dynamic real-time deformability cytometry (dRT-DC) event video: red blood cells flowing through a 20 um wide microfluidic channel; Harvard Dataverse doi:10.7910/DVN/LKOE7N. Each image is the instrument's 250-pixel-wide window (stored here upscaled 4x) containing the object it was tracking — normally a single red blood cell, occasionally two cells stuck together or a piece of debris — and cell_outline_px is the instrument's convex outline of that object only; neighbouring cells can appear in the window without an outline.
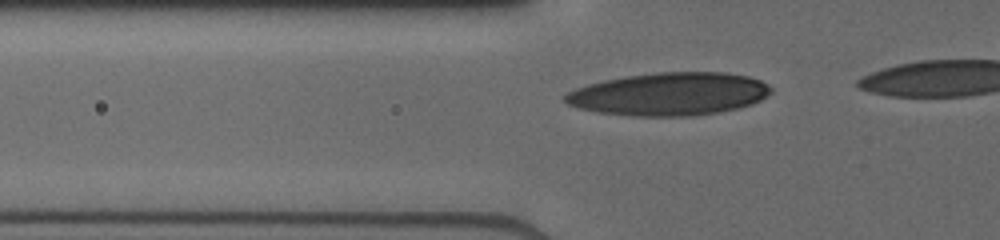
{"species": "human", "species_latin": "Homo sapiens", "temperature_condition": "cold", "stored_images_in_passage": 9, "camera_frame_rate_fps": 3000, "um_per_image_px": 0.085, "donor": {"sex": "male"}, "frame": {"image": 1, "passage_image": 3, "time_ms": 0.333, "image_size_px": [1000, 240], "cell_outline_px": [[772, 92], [768, 96], [752, 104], [736, 108], [716, 112], [692, 116], [636, 116], [596, 112], [580, 108], [568, 104], [564, 100], [564, 96], [568, 92], [576, 88], [588, 84], [604, 80], [628, 76], [656, 72], [724, 72], [748, 76], [760, 80], [768, 84], [772, 88]], "centroid_in_image_um": [56.91, 7.99], "position_along_channel_um": 68.9, "area_um2": 51.38}}